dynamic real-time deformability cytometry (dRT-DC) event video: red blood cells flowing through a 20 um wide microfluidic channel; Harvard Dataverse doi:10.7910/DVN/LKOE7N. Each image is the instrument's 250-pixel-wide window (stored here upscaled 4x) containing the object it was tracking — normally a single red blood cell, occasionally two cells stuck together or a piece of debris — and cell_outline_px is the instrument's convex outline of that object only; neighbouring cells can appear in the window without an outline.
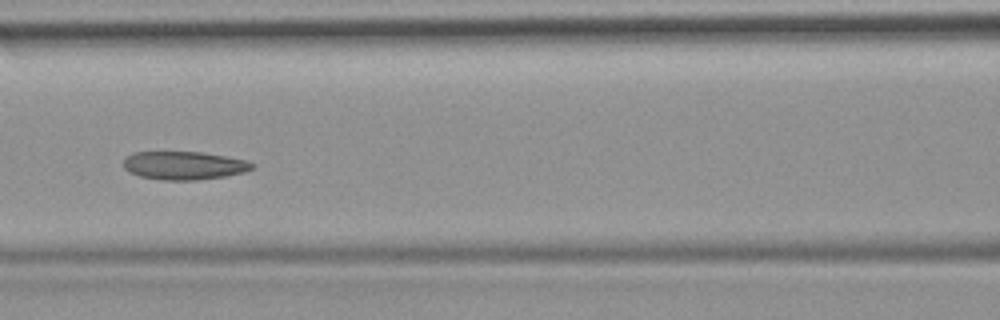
{"species": "common noctule bat (a hibernating species)", "species_latin": "Nyctalus noctula", "temperature_condition": "room temperature", "stored_images_in_passage": 40, "camera_frame_rate_fps": 3000, "um_per_image_px": 0.085, "animal": {"sex": "female", "body_mass_g": 19.9}, "frame": {"image": 1, "passage_image": 12, "time_ms": 3.667, "image_size_px": [1000, 320], "cell_outline_px": [[256, 168], [244, 172], [224, 176], [196, 180], [164, 180], [140, 176], [128, 172], [124, 168], [124, 156], [132, 152], [200, 152], [248, 160], [256, 164]], "centroid_in_image_um": [15.65, 14.06], "position_along_channel_um": 151.0, "area_um2": 21.33}, "authors_computed_cell_mechanics": {"area_um2": 21.9351, "velocity_mm_per_s": 3.9221, "shape_relaxation_time_tau1_ms": null, "shape_relaxation_time_tau2_ms": 3.3342, "deformation_change_tau1": null, "deformation_change_tau2": 0.0975}}